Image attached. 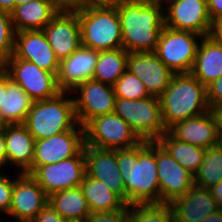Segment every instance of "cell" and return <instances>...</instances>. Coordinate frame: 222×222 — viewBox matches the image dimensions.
<instances>
[{
  "mask_svg": "<svg viewBox=\"0 0 222 222\" xmlns=\"http://www.w3.org/2000/svg\"><path fill=\"white\" fill-rule=\"evenodd\" d=\"M15 34L11 14L0 10V65H4L14 53Z\"/></svg>",
  "mask_w": 222,
  "mask_h": 222,
  "instance_id": "836d02e7",
  "label": "cell"
},
{
  "mask_svg": "<svg viewBox=\"0 0 222 222\" xmlns=\"http://www.w3.org/2000/svg\"><path fill=\"white\" fill-rule=\"evenodd\" d=\"M127 222H174L170 203L129 205Z\"/></svg>",
  "mask_w": 222,
  "mask_h": 222,
  "instance_id": "1f68e13d",
  "label": "cell"
},
{
  "mask_svg": "<svg viewBox=\"0 0 222 222\" xmlns=\"http://www.w3.org/2000/svg\"><path fill=\"white\" fill-rule=\"evenodd\" d=\"M219 209H222V181L209 188Z\"/></svg>",
  "mask_w": 222,
  "mask_h": 222,
  "instance_id": "b9f144b4",
  "label": "cell"
},
{
  "mask_svg": "<svg viewBox=\"0 0 222 222\" xmlns=\"http://www.w3.org/2000/svg\"><path fill=\"white\" fill-rule=\"evenodd\" d=\"M15 8V0H0V10L11 13Z\"/></svg>",
  "mask_w": 222,
  "mask_h": 222,
  "instance_id": "c3c4849f",
  "label": "cell"
},
{
  "mask_svg": "<svg viewBox=\"0 0 222 222\" xmlns=\"http://www.w3.org/2000/svg\"><path fill=\"white\" fill-rule=\"evenodd\" d=\"M14 180L0 173V214H8L13 194Z\"/></svg>",
  "mask_w": 222,
  "mask_h": 222,
  "instance_id": "e575fe53",
  "label": "cell"
},
{
  "mask_svg": "<svg viewBox=\"0 0 222 222\" xmlns=\"http://www.w3.org/2000/svg\"><path fill=\"white\" fill-rule=\"evenodd\" d=\"M170 204L174 213V222H200L219 210L211 191L196 185Z\"/></svg>",
  "mask_w": 222,
  "mask_h": 222,
  "instance_id": "7402d4cb",
  "label": "cell"
},
{
  "mask_svg": "<svg viewBox=\"0 0 222 222\" xmlns=\"http://www.w3.org/2000/svg\"><path fill=\"white\" fill-rule=\"evenodd\" d=\"M60 10H76L85 7V0H52Z\"/></svg>",
  "mask_w": 222,
  "mask_h": 222,
  "instance_id": "f35d334b",
  "label": "cell"
},
{
  "mask_svg": "<svg viewBox=\"0 0 222 222\" xmlns=\"http://www.w3.org/2000/svg\"><path fill=\"white\" fill-rule=\"evenodd\" d=\"M117 164L126 189V204L160 203L156 141L117 149Z\"/></svg>",
  "mask_w": 222,
  "mask_h": 222,
  "instance_id": "6da1fadb",
  "label": "cell"
},
{
  "mask_svg": "<svg viewBox=\"0 0 222 222\" xmlns=\"http://www.w3.org/2000/svg\"><path fill=\"white\" fill-rule=\"evenodd\" d=\"M33 0H15V6H18V5H21V4H24V3H28V2H31Z\"/></svg>",
  "mask_w": 222,
  "mask_h": 222,
  "instance_id": "f907efd6",
  "label": "cell"
},
{
  "mask_svg": "<svg viewBox=\"0 0 222 222\" xmlns=\"http://www.w3.org/2000/svg\"><path fill=\"white\" fill-rule=\"evenodd\" d=\"M52 0H33L15 6L10 13L16 32L42 30L59 12Z\"/></svg>",
  "mask_w": 222,
  "mask_h": 222,
  "instance_id": "cb8c5ba5",
  "label": "cell"
},
{
  "mask_svg": "<svg viewBox=\"0 0 222 222\" xmlns=\"http://www.w3.org/2000/svg\"><path fill=\"white\" fill-rule=\"evenodd\" d=\"M64 222H87L86 219H68L64 220Z\"/></svg>",
  "mask_w": 222,
  "mask_h": 222,
  "instance_id": "816d5d0a",
  "label": "cell"
},
{
  "mask_svg": "<svg viewBox=\"0 0 222 222\" xmlns=\"http://www.w3.org/2000/svg\"><path fill=\"white\" fill-rule=\"evenodd\" d=\"M204 86L222 76V44L203 36L190 72Z\"/></svg>",
  "mask_w": 222,
  "mask_h": 222,
  "instance_id": "d4e9b609",
  "label": "cell"
},
{
  "mask_svg": "<svg viewBox=\"0 0 222 222\" xmlns=\"http://www.w3.org/2000/svg\"><path fill=\"white\" fill-rule=\"evenodd\" d=\"M149 2H153L155 4H158L160 6L165 7V4L167 5L168 3L174 1V0H148ZM165 2V3H164ZM164 3V4H163Z\"/></svg>",
  "mask_w": 222,
  "mask_h": 222,
  "instance_id": "681fc988",
  "label": "cell"
},
{
  "mask_svg": "<svg viewBox=\"0 0 222 222\" xmlns=\"http://www.w3.org/2000/svg\"><path fill=\"white\" fill-rule=\"evenodd\" d=\"M4 125H5V124L0 120V131L3 130Z\"/></svg>",
  "mask_w": 222,
  "mask_h": 222,
  "instance_id": "f5cc1de1",
  "label": "cell"
},
{
  "mask_svg": "<svg viewBox=\"0 0 222 222\" xmlns=\"http://www.w3.org/2000/svg\"><path fill=\"white\" fill-rule=\"evenodd\" d=\"M86 174L98 179L126 203V189L117 164V149L84 146Z\"/></svg>",
  "mask_w": 222,
  "mask_h": 222,
  "instance_id": "d6986e66",
  "label": "cell"
},
{
  "mask_svg": "<svg viewBox=\"0 0 222 222\" xmlns=\"http://www.w3.org/2000/svg\"><path fill=\"white\" fill-rule=\"evenodd\" d=\"M212 111L217 120L218 134L222 143V105L213 109Z\"/></svg>",
  "mask_w": 222,
  "mask_h": 222,
  "instance_id": "bcb514c9",
  "label": "cell"
},
{
  "mask_svg": "<svg viewBox=\"0 0 222 222\" xmlns=\"http://www.w3.org/2000/svg\"><path fill=\"white\" fill-rule=\"evenodd\" d=\"M128 52L123 48L98 51L93 80L114 86L127 70Z\"/></svg>",
  "mask_w": 222,
  "mask_h": 222,
  "instance_id": "f546056e",
  "label": "cell"
},
{
  "mask_svg": "<svg viewBox=\"0 0 222 222\" xmlns=\"http://www.w3.org/2000/svg\"><path fill=\"white\" fill-rule=\"evenodd\" d=\"M42 30L59 61L68 58L82 46L76 10H59Z\"/></svg>",
  "mask_w": 222,
  "mask_h": 222,
  "instance_id": "4fadbf2b",
  "label": "cell"
},
{
  "mask_svg": "<svg viewBox=\"0 0 222 222\" xmlns=\"http://www.w3.org/2000/svg\"><path fill=\"white\" fill-rule=\"evenodd\" d=\"M116 98L140 100L150 96L144 83L134 74L126 70L114 84Z\"/></svg>",
  "mask_w": 222,
  "mask_h": 222,
  "instance_id": "d6a6232c",
  "label": "cell"
},
{
  "mask_svg": "<svg viewBox=\"0 0 222 222\" xmlns=\"http://www.w3.org/2000/svg\"><path fill=\"white\" fill-rule=\"evenodd\" d=\"M6 143L4 130L0 131V168L6 166Z\"/></svg>",
  "mask_w": 222,
  "mask_h": 222,
  "instance_id": "7bdbcfd3",
  "label": "cell"
},
{
  "mask_svg": "<svg viewBox=\"0 0 222 222\" xmlns=\"http://www.w3.org/2000/svg\"><path fill=\"white\" fill-rule=\"evenodd\" d=\"M207 100L211 110L222 105V76L207 86Z\"/></svg>",
  "mask_w": 222,
  "mask_h": 222,
  "instance_id": "8d00e7d4",
  "label": "cell"
},
{
  "mask_svg": "<svg viewBox=\"0 0 222 222\" xmlns=\"http://www.w3.org/2000/svg\"><path fill=\"white\" fill-rule=\"evenodd\" d=\"M6 143V164H12L19 173H29L34 159L35 139L24 124H6L3 127Z\"/></svg>",
  "mask_w": 222,
  "mask_h": 222,
  "instance_id": "603a6c76",
  "label": "cell"
},
{
  "mask_svg": "<svg viewBox=\"0 0 222 222\" xmlns=\"http://www.w3.org/2000/svg\"><path fill=\"white\" fill-rule=\"evenodd\" d=\"M83 195L88 203L91 213L129 209L116 193L112 192L105 183L85 175L80 184Z\"/></svg>",
  "mask_w": 222,
  "mask_h": 222,
  "instance_id": "4316f807",
  "label": "cell"
},
{
  "mask_svg": "<svg viewBox=\"0 0 222 222\" xmlns=\"http://www.w3.org/2000/svg\"><path fill=\"white\" fill-rule=\"evenodd\" d=\"M129 209H119L109 212L91 213L87 222H127Z\"/></svg>",
  "mask_w": 222,
  "mask_h": 222,
  "instance_id": "d590c367",
  "label": "cell"
},
{
  "mask_svg": "<svg viewBox=\"0 0 222 222\" xmlns=\"http://www.w3.org/2000/svg\"><path fill=\"white\" fill-rule=\"evenodd\" d=\"M122 48L128 53L154 52L165 27L164 7L148 0H121Z\"/></svg>",
  "mask_w": 222,
  "mask_h": 222,
  "instance_id": "7a4b0ae2",
  "label": "cell"
},
{
  "mask_svg": "<svg viewBox=\"0 0 222 222\" xmlns=\"http://www.w3.org/2000/svg\"><path fill=\"white\" fill-rule=\"evenodd\" d=\"M10 79L17 83L35 101L55 97L61 92L57 86V77L40 69L33 62L24 59H8L4 64Z\"/></svg>",
  "mask_w": 222,
  "mask_h": 222,
  "instance_id": "30bf717a",
  "label": "cell"
},
{
  "mask_svg": "<svg viewBox=\"0 0 222 222\" xmlns=\"http://www.w3.org/2000/svg\"><path fill=\"white\" fill-rule=\"evenodd\" d=\"M114 113L128 123L141 141H157L165 128L160 98L148 96L140 100L116 98Z\"/></svg>",
  "mask_w": 222,
  "mask_h": 222,
  "instance_id": "8992f818",
  "label": "cell"
},
{
  "mask_svg": "<svg viewBox=\"0 0 222 222\" xmlns=\"http://www.w3.org/2000/svg\"><path fill=\"white\" fill-rule=\"evenodd\" d=\"M68 93L61 91L53 98L33 102L24 125L35 140L64 133L78 124L74 99L68 98Z\"/></svg>",
  "mask_w": 222,
  "mask_h": 222,
  "instance_id": "5b68a950",
  "label": "cell"
},
{
  "mask_svg": "<svg viewBox=\"0 0 222 222\" xmlns=\"http://www.w3.org/2000/svg\"><path fill=\"white\" fill-rule=\"evenodd\" d=\"M157 142L192 175L198 171L206 149L179 141L168 131L163 133Z\"/></svg>",
  "mask_w": 222,
  "mask_h": 222,
  "instance_id": "f1b7e54d",
  "label": "cell"
},
{
  "mask_svg": "<svg viewBox=\"0 0 222 222\" xmlns=\"http://www.w3.org/2000/svg\"><path fill=\"white\" fill-rule=\"evenodd\" d=\"M162 119L168 130L175 123L201 115L210 109L207 87L191 73L174 74L160 96Z\"/></svg>",
  "mask_w": 222,
  "mask_h": 222,
  "instance_id": "3957f363",
  "label": "cell"
},
{
  "mask_svg": "<svg viewBox=\"0 0 222 222\" xmlns=\"http://www.w3.org/2000/svg\"><path fill=\"white\" fill-rule=\"evenodd\" d=\"M209 36L222 44V16L212 20Z\"/></svg>",
  "mask_w": 222,
  "mask_h": 222,
  "instance_id": "ab89813d",
  "label": "cell"
},
{
  "mask_svg": "<svg viewBox=\"0 0 222 222\" xmlns=\"http://www.w3.org/2000/svg\"><path fill=\"white\" fill-rule=\"evenodd\" d=\"M77 92L74 99L77 123L82 127L91 119L113 113L116 94L114 86L93 79L78 85L70 94Z\"/></svg>",
  "mask_w": 222,
  "mask_h": 222,
  "instance_id": "8fae6325",
  "label": "cell"
},
{
  "mask_svg": "<svg viewBox=\"0 0 222 222\" xmlns=\"http://www.w3.org/2000/svg\"><path fill=\"white\" fill-rule=\"evenodd\" d=\"M7 89V68L5 65H0V106L2 99V90Z\"/></svg>",
  "mask_w": 222,
  "mask_h": 222,
  "instance_id": "ee69618b",
  "label": "cell"
},
{
  "mask_svg": "<svg viewBox=\"0 0 222 222\" xmlns=\"http://www.w3.org/2000/svg\"><path fill=\"white\" fill-rule=\"evenodd\" d=\"M82 46L97 51L122 48L121 21L115 5L76 9Z\"/></svg>",
  "mask_w": 222,
  "mask_h": 222,
  "instance_id": "277c9868",
  "label": "cell"
},
{
  "mask_svg": "<svg viewBox=\"0 0 222 222\" xmlns=\"http://www.w3.org/2000/svg\"><path fill=\"white\" fill-rule=\"evenodd\" d=\"M33 100L17 84L14 83L7 71V89L2 90L0 120L6 124H24Z\"/></svg>",
  "mask_w": 222,
  "mask_h": 222,
  "instance_id": "484cf974",
  "label": "cell"
},
{
  "mask_svg": "<svg viewBox=\"0 0 222 222\" xmlns=\"http://www.w3.org/2000/svg\"><path fill=\"white\" fill-rule=\"evenodd\" d=\"M32 222H64V219L48 203L41 209Z\"/></svg>",
  "mask_w": 222,
  "mask_h": 222,
  "instance_id": "74e56055",
  "label": "cell"
},
{
  "mask_svg": "<svg viewBox=\"0 0 222 222\" xmlns=\"http://www.w3.org/2000/svg\"><path fill=\"white\" fill-rule=\"evenodd\" d=\"M127 70L145 85L150 96L160 98L175 74L154 52L128 53Z\"/></svg>",
  "mask_w": 222,
  "mask_h": 222,
  "instance_id": "2e32d148",
  "label": "cell"
},
{
  "mask_svg": "<svg viewBox=\"0 0 222 222\" xmlns=\"http://www.w3.org/2000/svg\"><path fill=\"white\" fill-rule=\"evenodd\" d=\"M202 38L203 36L190 31L165 26L154 53L175 74L190 73Z\"/></svg>",
  "mask_w": 222,
  "mask_h": 222,
  "instance_id": "52a82bcc",
  "label": "cell"
},
{
  "mask_svg": "<svg viewBox=\"0 0 222 222\" xmlns=\"http://www.w3.org/2000/svg\"><path fill=\"white\" fill-rule=\"evenodd\" d=\"M28 174L36 180L47 196L78 187L86 175L84 148L77 155L63 161L32 166Z\"/></svg>",
  "mask_w": 222,
  "mask_h": 222,
  "instance_id": "9c48e42d",
  "label": "cell"
},
{
  "mask_svg": "<svg viewBox=\"0 0 222 222\" xmlns=\"http://www.w3.org/2000/svg\"><path fill=\"white\" fill-rule=\"evenodd\" d=\"M156 165L160 186V203H171L193 186V175L181 166L156 141Z\"/></svg>",
  "mask_w": 222,
  "mask_h": 222,
  "instance_id": "5bb4252c",
  "label": "cell"
},
{
  "mask_svg": "<svg viewBox=\"0 0 222 222\" xmlns=\"http://www.w3.org/2000/svg\"><path fill=\"white\" fill-rule=\"evenodd\" d=\"M84 146V128L79 124L64 133L47 139L35 140L32 166L53 164L71 158L77 155Z\"/></svg>",
  "mask_w": 222,
  "mask_h": 222,
  "instance_id": "9a60e30c",
  "label": "cell"
},
{
  "mask_svg": "<svg viewBox=\"0 0 222 222\" xmlns=\"http://www.w3.org/2000/svg\"><path fill=\"white\" fill-rule=\"evenodd\" d=\"M200 222H222V209L217 210L202 219Z\"/></svg>",
  "mask_w": 222,
  "mask_h": 222,
  "instance_id": "7dc6e473",
  "label": "cell"
},
{
  "mask_svg": "<svg viewBox=\"0 0 222 222\" xmlns=\"http://www.w3.org/2000/svg\"><path fill=\"white\" fill-rule=\"evenodd\" d=\"M12 222V221H11ZM13 222H32V221H13Z\"/></svg>",
  "mask_w": 222,
  "mask_h": 222,
  "instance_id": "db71d44e",
  "label": "cell"
},
{
  "mask_svg": "<svg viewBox=\"0 0 222 222\" xmlns=\"http://www.w3.org/2000/svg\"><path fill=\"white\" fill-rule=\"evenodd\" d=\"M48 203L64 220L86 219L91 214L80 186L51 194Z\"/></svg>",
  "mask_w": 222,
  "mask_h": 222,
  "instance_id": "83f0119b",
  "label": "cell"
},
{
  "mask_svg": "<svg viewBox=\"0 0 222 222\" xmlns=\"http://www.w3.org/2000/svg\"><path fill=\"white\" fill-rule=\"evenodd\" d=\"M85 145L102 149H128L142 141L126 121L114 112L97 116L84 126Z\"/></svg>",
  "mask_w": 222,
  "mask_h": 222,
  "instance_id": "ba28073f",
  "label": "cell"
},
{
  "mask_svg": "<svg viewBox=\"0 0 222 222\" xmlns=\"http://www.w3.org/2000/svg\"><path fill=\"white\" fill-rule=\"evenodd\" d=\"M14 187L8 215L16 221H32L48 204V196L28 173H19Z\"/></svg>",
  "mask_w": 222,
  "mask_h": 222,
  "instance_id": "ac0fdd59",
  "label": "cell"
},
{
  "mask_svg": "<svg viewBox=\"0 0 222 222\" xmlns=\"http://www.w3.org/2000/svg\"><path fill=\"white\" fill-rule=\"evenodd\" d=\"M98 51L81 46L59 63L57 86L60 91L72 92L78 85L92 79Z\"/></svg>",
  "mask_w": 222,
  "mask_h": 222,
  "instance_id": "44dd1931",
  "label": "cell"
},
{
  "mask_svg": "<svg viewBox=\"0 0 222 222\" xmlns=\"http://www.w3.org/2000/svg\"><path fill=\"white\" fill-rule=\"evenodd\" d=\"M168 132L179 141L204 149L221 143L217 120L212 110L177 122L168 129Z\"/></svg>",
  "mask_w": 222,
  "mask_h": 222,
  "instance_id": "ffe728a7",
  "label": "cell"
},
{
  "mask_svg": "<svg viewBox=\"0 0 222 222\" xmlns=\"http://www.w3.org/2000/svg\"><path fill=\"white\" fill-rule=\"evenodd\" d=\"M121 0H85V6L116 5Z\"/></svg>",
  "mask_w": 222,
  "mask_h": 222,
  "instance_id": "f6af8a7d",
  "label": "cell"
},
{
  "mask_svg": "<svg viewBox=\"0 0 222 222\" xmlns=\"http://www.w3.org/2000/svg\"><path fill=\"white\" fill-rule=\"evenodd\" d=\"M222 181V143L207 148L202 164L193 175V185L209 189Z\"/></svg>",
  "mask_w": 222,
  "mask_h": 222,
  "instance_id": "4dcf8cb0",
  "label": "cell"
},
{
  "mask_svg": "<svg viewBox=\"0 0 222 222\" xmlns=\"http://www.w3.org/2000/svg\"><path fill=\"white\" fill-rule=\"evenodd\" d=\"M164 7L165 26L209 36L212 20L207 0H174Z\"/></svg>",
  "mask_w": 222,
  "mask_h": 222,
  "instance_id": "7c38bea8",
  "label": "cell"
},
{
  "mask_svg": "<svg viewBox=\"0 0 222 222\" xmlns=\"http://www.w3.org/2000/svg\"><path fill=\"white\" fill-rule=\"evenodd\" d=\"M207 7L211 20L222 16V0H207Z\"/></svg>",
  "mask_w": 222,
  "mask_h": 222,
  "instance_id": "60d3db41",
  "label": "cell"
},
{
  "mask_svg": "<svg viewBox=\"0 0 222 222\" xmlns=\"http://www.w3.org/2000/svg\"><path fill=\"white\" fill-rule=\"evenodd\" d=\"M9 59L33 62L56 77L59 72L60 61L56 58L43 30L16 32L14 53Z\"/></svg>",
  "mask_w": 222,
  "mask_h": 222,
  "instance_id": "e0dca14e",
  "label": "cell"
}]
</instances>
